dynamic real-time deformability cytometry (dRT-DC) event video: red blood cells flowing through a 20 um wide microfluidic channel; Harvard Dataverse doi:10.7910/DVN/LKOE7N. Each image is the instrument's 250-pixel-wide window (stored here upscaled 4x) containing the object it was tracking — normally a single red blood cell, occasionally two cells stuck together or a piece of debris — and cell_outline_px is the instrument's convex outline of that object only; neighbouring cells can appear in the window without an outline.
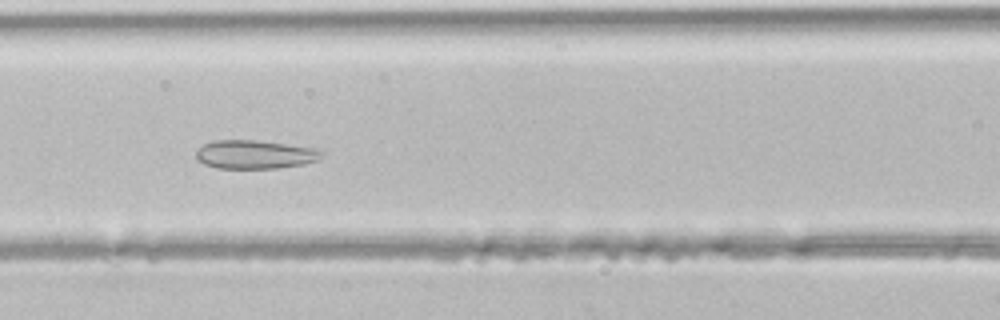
{"species": "common noctule bat (a hibernating species)", "species_latin": "Nyctalus noctula", "temperature_condition": "room temperature", "stored_images_in_passage": 41, "camera_frame_rate_fps": 3000, "um_per_image_px": 0.085, "animal": {"sex": "male", "body_mass_g": 21.5, "forearm_length_mm": 52.0}, "frame": {"image": 1, "passage_image": 16, "time_ms": 5.0, "image_size_px": [1000, 320], "cell_outline_px": [[328, 152], [324, 156], [316, 160], [304, 164], [280, 168], [216, 168], [204, 164], [196, 160], [196, 152], [204, 144], [212, 140], [256, 140], [316, 148]], "centroid_in_image_um": [21.7, 13.13], "position_along_channel_um": 144.9, "area_um2": 21.15}}
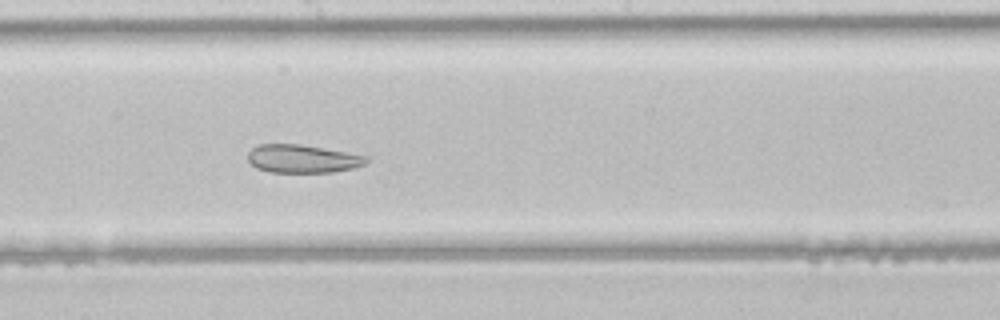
{"frame": {"image": 2, "passage_image": 21, "time_ms": 6.667, "image_size_px": [1000, 320], "cell_outline_px": [[368, 160], [364, 164], [352, 168], [332, 172], [268, 172], [256, 168], [248, 160], [248, 152], [252, 148], [260, 144], [300, 144], [368, 156]], "centroid_in_image_um": [25.68, 13.49], "position_along_channel_um": 222.5, "area_um2": 19.31}}
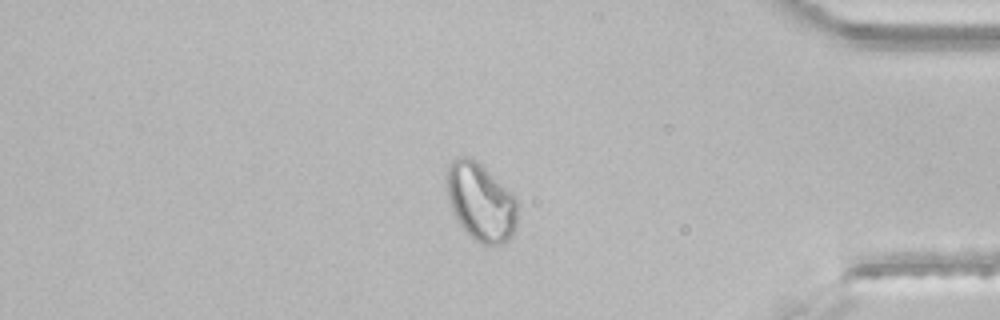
{"frame": {"image": 3, "passage_image": 34, "time_ms": 11.0, "image_size_px": [1000, 320], "cell_outline_px": [[516, 224], [508, 240], [504, 244], [480, 244], [460, 224], [452, 212], [448, 196], [444, 176], [448, 164], [460, 156], [472, 156], [512, 192], [516, 200]], "centroid_in_image_um": [40.83, 17.11], "position_along_channel_um": 394.4, "area_um2": 32.14}}